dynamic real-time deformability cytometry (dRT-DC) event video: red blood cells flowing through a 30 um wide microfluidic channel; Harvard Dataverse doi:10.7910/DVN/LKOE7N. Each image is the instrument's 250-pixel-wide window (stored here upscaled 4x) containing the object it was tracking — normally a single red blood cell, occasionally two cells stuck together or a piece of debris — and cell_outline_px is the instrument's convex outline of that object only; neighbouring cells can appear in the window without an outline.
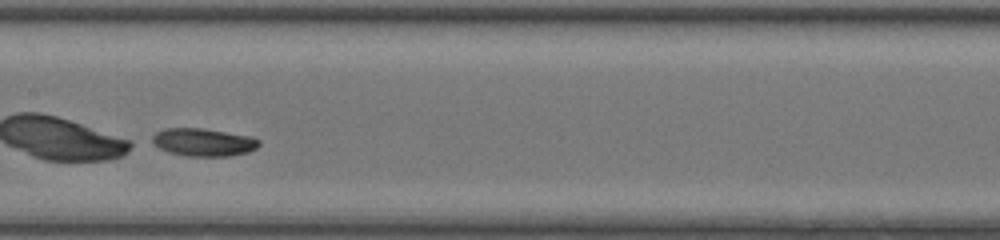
{"species": "common noctule bat (a hibernating species)", "species_latin": "Nyctalus noctula", "temperature_condition": "room temperature", "stored_images_in_passage": 31, "camera_frame_rate_fps": 3000, "um_per_image_px": 0.085, "animal": {"sex": "female", "body_mass_g": 20.0, "forearm_length_mm": 54.0}, "frame": {"image": 1, "passage_image": 15, "time_ms": 4.667, "image_size_px": [1000, 240], "cell_outline_px": [[260, 144], [256, 148], [248, 152], [228, 156], [188, 156], [168, 152], [144, 140], [156, 132], [164, 128], [204, 128], [252, 136], [260, 140]], "centroid_in_image_um": [17.22, 12.07], "position_along_channel_um": 190.2, "area_um2": 17.74}}
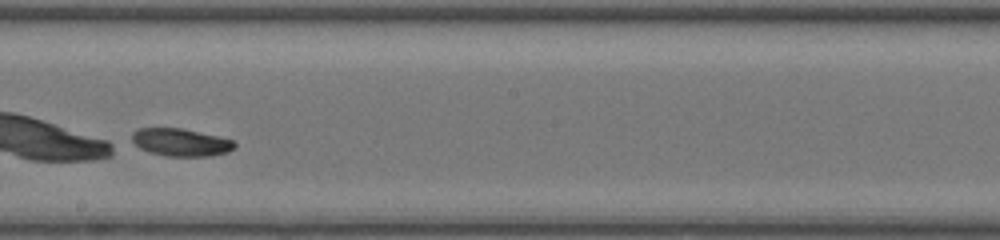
{"frame": {"image": 2, "passage_image": 18, "time_ms": 5.667, "image_size_px": [1000, 240], "cell_outline_px": [[236, 148], [228, 152], [212, 156], [168, 156], [148, 152], [140, 148], [132, 140], [132, 132], [140, 128], [180, 128], [216, 136], [232, 140], [236, 144]], "centroid_in_image_um": [15.37, 12.11], "position_along_channel_um": 232.8, "area_um2": 16.42}}